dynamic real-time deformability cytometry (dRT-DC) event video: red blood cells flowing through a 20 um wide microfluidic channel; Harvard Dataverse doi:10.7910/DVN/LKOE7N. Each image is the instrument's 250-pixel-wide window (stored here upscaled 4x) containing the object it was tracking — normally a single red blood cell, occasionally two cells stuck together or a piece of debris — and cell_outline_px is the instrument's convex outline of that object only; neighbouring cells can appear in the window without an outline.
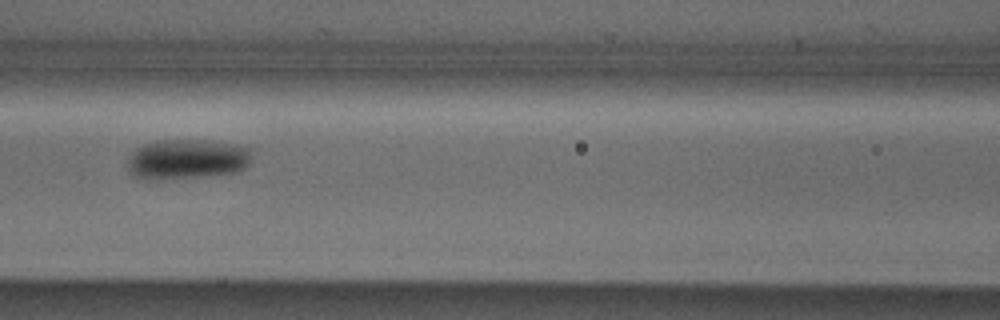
{"species": "Egyptian fruit bat (a non-hibernating species)", "species_latin": "Rousettus aegyptiacus", "temperature_condition": "cold", "stored_images_in_passage": 3, "camera_frame_rate_fps": 3000, "um_per_image_px": 0.085, "animal": {"sex": "male"}, "frame": {"image": 1, "passage_image": 3, "time_ms": 2.333, "image_size_px": [1000, 320], "cell_outline_px": [[248, 164], [240, 172], [204, 176], [156, 180], [136, 176], [128, 168], [128, 156], [136, 148], [144, 144], [156, 140], [204, 140], [240, 144], [248, 148]], "centroid_in_image_um": [15.88, 13.52], "position_along_channel_um": 150.7, "area_um2": 28.9}}